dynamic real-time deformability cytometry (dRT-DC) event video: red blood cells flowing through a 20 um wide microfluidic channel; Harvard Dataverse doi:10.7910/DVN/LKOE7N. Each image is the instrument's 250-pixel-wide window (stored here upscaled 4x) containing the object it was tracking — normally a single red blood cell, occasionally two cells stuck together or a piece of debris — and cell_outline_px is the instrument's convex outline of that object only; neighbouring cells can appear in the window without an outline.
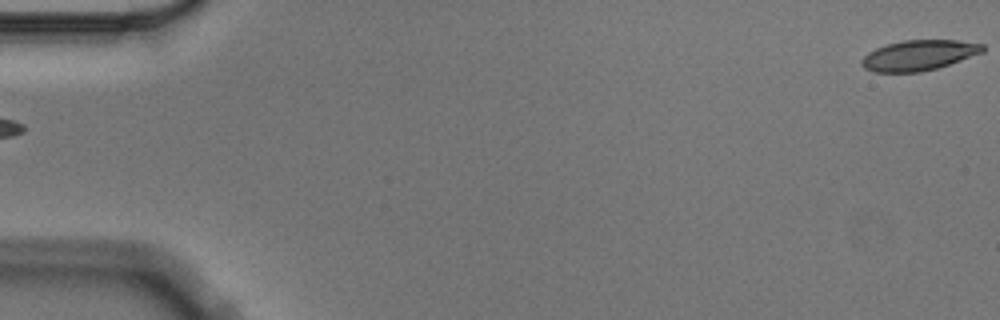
{"species": "Egyptian fruit bat (a non-hibernating species)", "species_latin": "Rousettus aegyptiacus", "temperature_condition": "cold", "stored_images_in_passage": 6, "segment_of_instrument_passage": [2, 2], "camera_frame_rate_fps": 3000, "um_per_image_px": 0.085, "animal": {"sex": "male"}, "frame": {"image": 1, "passage_image": 6, "time_ms": 1.667, "image_size_px": [1000, 320], "cell_outline_px": [[984, 52], [936, 68], [920, 72], [872, 72], [864, 68], [860, 64], [860, 60], [868, 52], [876, 48], [888, 44], [904, 40], [956, 40], [984, 44]], "centroid_in_image_um": [78.07, 4.7], "position_along_channel_um": 6.9, "area_um2": 21.33}}